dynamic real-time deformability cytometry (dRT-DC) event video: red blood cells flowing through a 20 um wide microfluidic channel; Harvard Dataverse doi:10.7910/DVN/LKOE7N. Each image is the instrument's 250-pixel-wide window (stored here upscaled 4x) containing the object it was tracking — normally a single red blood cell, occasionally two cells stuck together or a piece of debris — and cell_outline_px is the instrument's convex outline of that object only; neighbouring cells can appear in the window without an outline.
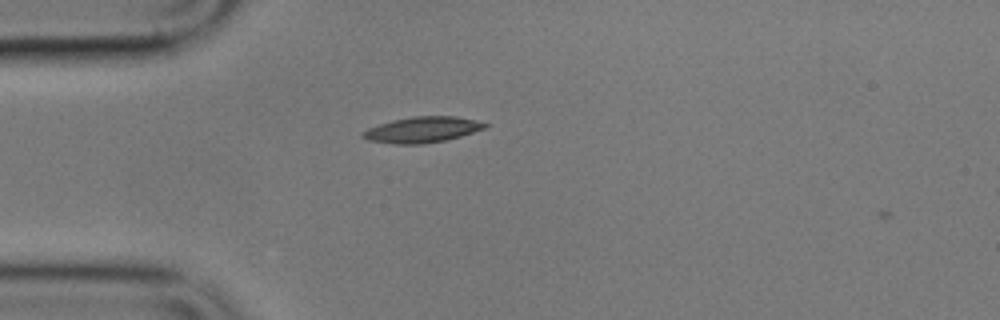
{"species": "common noctule bat (a hibernating species)", "species_latin": "Nyctalus noctula", "temperature_condition": "cold", "stored_images_in_passage": 1, "camera_frame_rate_fps": 3000, "um_per_image_px": 0.085, "animal": {"sex": "male", "body_mass_g": 17.9}, "frame": {"image": 1, "passage_image": 1, "time_ms": 0.0, "image_size_px": [1000, 320], "cell_outline_px": [[488, 128], [460, 136], [444, 140], [420, 144], [396, 144], [368, 140], [360, 136], [360, 132], [368, 128], [392, 120], [412, 116], [456, 116], [488, 124]], "centroid_in_image_um": [35.86, 11.02], "position_along_channel_um": 49.1, "area_um2": 18.26}}